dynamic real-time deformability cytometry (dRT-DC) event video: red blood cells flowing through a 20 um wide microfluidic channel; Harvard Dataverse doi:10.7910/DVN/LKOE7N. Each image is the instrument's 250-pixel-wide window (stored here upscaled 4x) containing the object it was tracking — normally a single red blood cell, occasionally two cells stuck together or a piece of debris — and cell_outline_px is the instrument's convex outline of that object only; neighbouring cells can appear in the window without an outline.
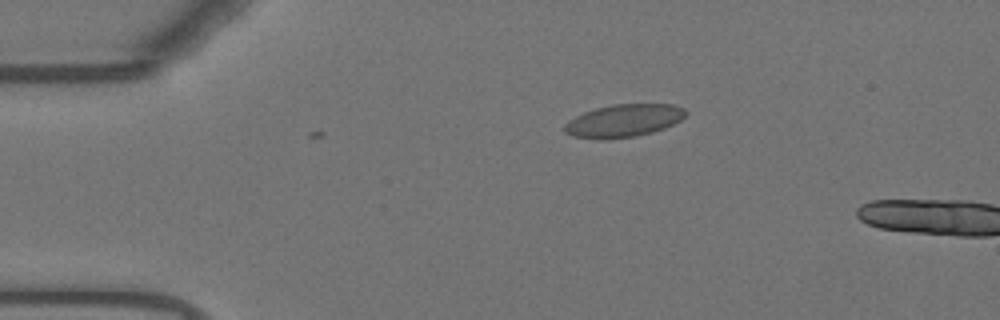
{"species": "Egyptian fruit bat (a non-hibernating species)", "species_latin": "Rousettus aegyptiacus", "temperature_condition": "warm", "stored_images_in_passage": 2, "camera_frame_rate_fps": 3000, "um_per_image_px": 0.085, "animal": {"sex": "female"}, "frame": {"image": 1, "passage_image": 2, "time_ms": 0.333, "image_size_px": [1000, 320], "cell_outline_px": [[688, 112], [680, 120], [664, 128], [652, 132], [636, 136], [572, 136], [564, 132], [564, 124], [568, 120], [584, 112], [596, 108], [612, 104], [672, 104], [684, 108]], "centroid_in_image_um": [53.06, 10.2], "position_along_channel_um": 31.9, "area_um2": 22.25}}